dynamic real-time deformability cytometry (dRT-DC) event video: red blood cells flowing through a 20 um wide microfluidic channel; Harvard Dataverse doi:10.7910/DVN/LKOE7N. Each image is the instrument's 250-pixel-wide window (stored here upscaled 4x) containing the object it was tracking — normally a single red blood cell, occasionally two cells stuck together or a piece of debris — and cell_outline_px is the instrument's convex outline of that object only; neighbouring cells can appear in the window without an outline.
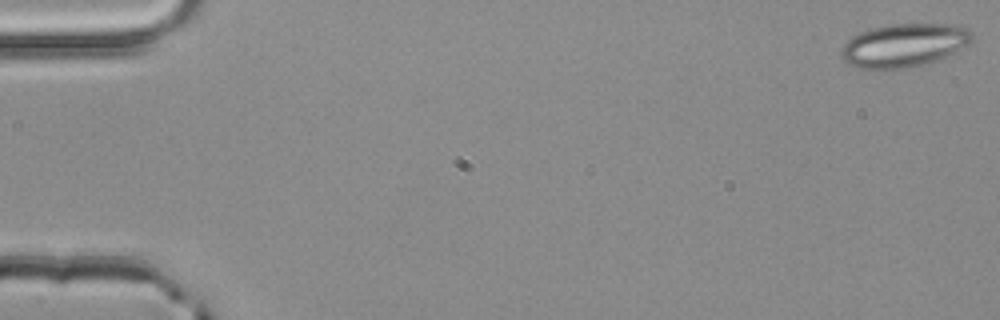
{"species": "common noctule bat (a hibernating species)", "species_latin": "Nyctalus noctula", "temperature_condition": "room temperature", "stored_images_in_passage": 50, "camera_frame_rate_fps": 3000, "um_per_image_px": 0.085, "animal": {"sex": "male", "body_mass_g": 20.4}, "frame": {"image": 1, "passage_image": 1, "time_ms": 0.0, "image_size_px": [1000, 320], "cell_outline_px": [[972, 40], [968, 44], [928, 64], [908, 68], [872, 72], [856, 68], [848, 64], [840, 56], [840, 52], [844, 44], [852, 36], [860, 32], [872, 28], [892, 24], [956, 24], [968, 28], [972, 32]], "centroid_in_image_um": [76.78, 3.89], "position_along_channel_um": 8.2, "area_um2": 33.7}}
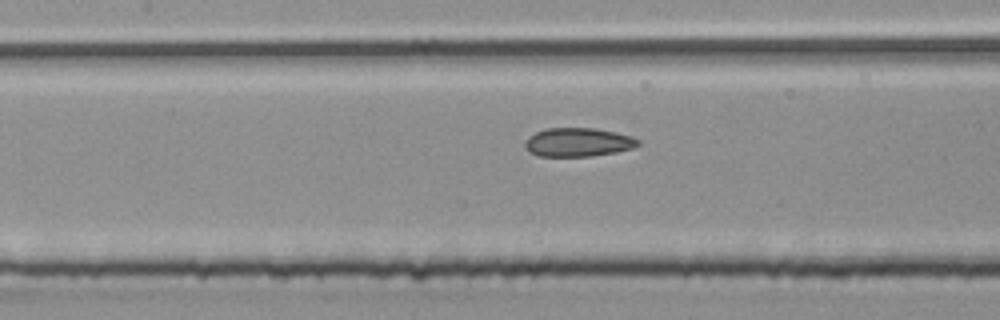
{"frame": {"image": 2, "passage_image": 24, "time_ms": 7.667, "image_size_px": [1000, 320], "cell_outline_px": [[640, 144], [632, 148], [616, 152], [592, 156], [540, 156], [528, 152], [524, 148], [524, 140], [528, 136], [536, 132], [548, 128], [592, 128], [616, 132], [632, 136], [640, 140]], "centroid_in_image_um": [49.11, 12.09], "position_along_channel_um": 158.3, "area_um2": 19.07}}
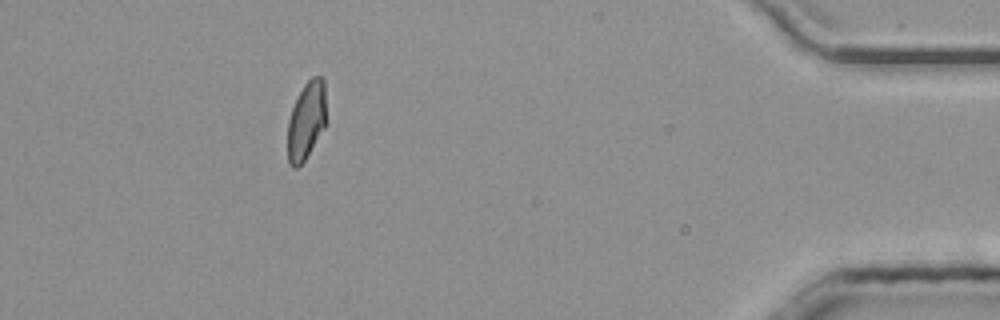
{"frame": {"image": 3, "passage_image": 47, "time_ms": 15.333, "image_size_px": [1000, 320], "cell_outline_px": [[324, 128], [304, 160], [296, 168], [292, 168], [288, 164], [288, 120], [292, 108], [304, 84], [312, 76], [320, 76], [324, 80]], "centroid_in_image_um": [26.01, 10.26], "position_along_channel_um": 409.2, "area_um2": 17.05}}